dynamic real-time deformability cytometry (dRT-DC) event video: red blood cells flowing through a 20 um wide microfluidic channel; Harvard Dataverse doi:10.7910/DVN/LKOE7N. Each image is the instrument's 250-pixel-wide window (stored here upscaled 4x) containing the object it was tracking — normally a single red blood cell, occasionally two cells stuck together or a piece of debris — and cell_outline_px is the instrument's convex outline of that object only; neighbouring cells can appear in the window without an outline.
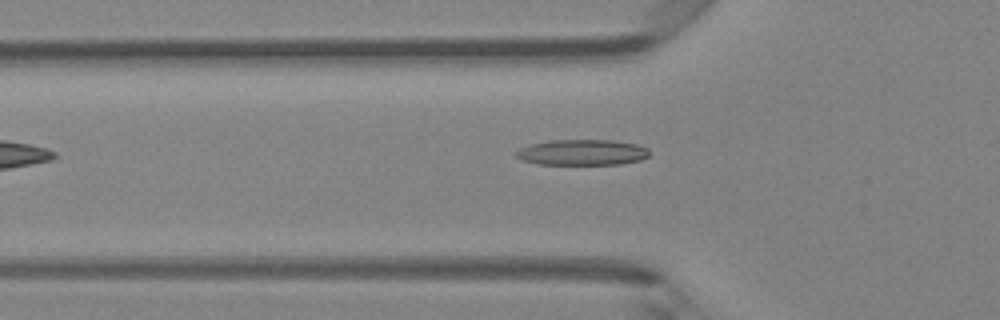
{"species": "Egyptian fruit bat (a non-hibernating species)", "species_latin": "Rousettus aegyptiacus", "temperature_condition": "room temperature", "stored_images_in_passage": 33, "camera_frame_rate_fps": 3000, "um_per_image_px": 0.085, "animal": {"sex": "female"}, "frame": {"image": 1, "passage_image": 2, "time_ms": 0.333, "image_size_px": [1000, 320], "cell_outline_px": [[652, 152], [648, 156], [640, 160], [620, 164], [536, 164], [520, 160], [516, 156], [516, 152], [520, 148], [532, 144], [548, 140], [612, 140], [636, 144], [648, 148]], "centroid_in_image_um": [49.5, 12.95], "position_along_channel_um": 76.3, "area_um2": 20.06}}
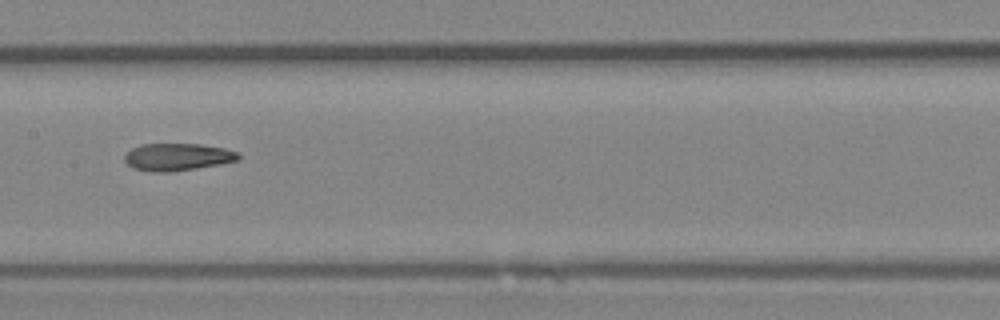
{"frame": {"image": 2, "passage_image": 10, "time_ms": 3.0, "image_size_px": [1000, 320], "cell_outline_px": [[240, 156], [236, 160], [220, 164], [172, 172], [152, 172], [132, 168], [124, 160], [124, 156], [132, 148], [140, 144], [200, 144], [224, 148], [240, 152]], "centroid_in_image_um": [15.07, 13.34], "position_along_channel_um": 192.3, "area_um2": 18.15}}
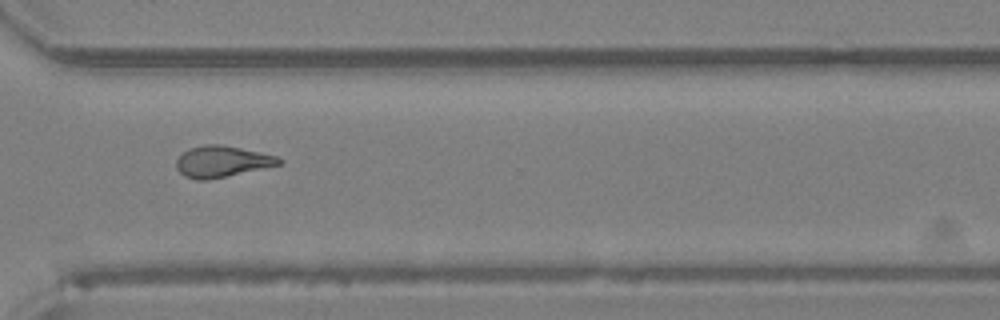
{"frame": {"image": 3, "passage_image": 21, "time_ms": 6.667, "image_size_px": [1000, 320], "cell_outline_px": [[284, 160], [280, 164], [208, 180], [196, 180], [184, 176], [176, 168], [176, 160], [188, 148], [204, 144], [220, 144], [260, 152], [276, 156]], "centroid_in_image_um": [18.83, 13.72], "position_along_channel_um": 351.8, "area_um2": 18.55}, "authors_computed_cell_mechanics": {"area_um2": 18.5538, "velocity_mm_per_s": 4.3494, "shape_relaxation_time_tau1_ms": null, "shape_relaxation_time_tau2_ms": 5.275, "deformation_change_tau1": null, "deformation_change_tau2": 0.15}}